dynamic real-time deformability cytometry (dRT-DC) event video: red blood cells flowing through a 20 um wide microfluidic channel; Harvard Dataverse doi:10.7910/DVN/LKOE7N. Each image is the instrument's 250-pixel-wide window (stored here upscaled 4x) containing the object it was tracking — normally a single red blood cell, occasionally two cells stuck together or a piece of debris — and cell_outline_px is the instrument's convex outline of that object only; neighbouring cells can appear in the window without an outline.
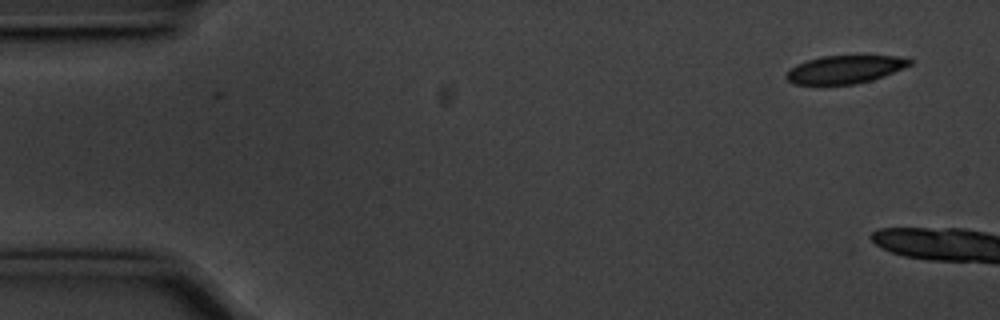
{"species": "common noctule bat (a hibernating species)", "species_latin": "Nyctalus noctula", "temperature_condition": "cold", "stored_images_in_passage": 5, "camera_frame_rate_fps": 3000, "um_per_image_px": 0.085, "animal": {"sex": "male", "body_mass_g": 20.1, "forearm_length_mm": 53.5}, "frame": {"image": 1, "passage_image": 5, "time_ms": 1.333, "image_size_px": [1000, 320], "cell_outline_px": [[912, 64], [904, 68], [872, 80], [856, 84], [792, 84], [784, 76], [796, 64], [820, 56], [860, 52], [864, 52], [896, 56], [912, 60]], "centroid_in_image_um": [71.87, 5.83], "position_along_channel_um": 13.1, "area_um2": 21.1}}